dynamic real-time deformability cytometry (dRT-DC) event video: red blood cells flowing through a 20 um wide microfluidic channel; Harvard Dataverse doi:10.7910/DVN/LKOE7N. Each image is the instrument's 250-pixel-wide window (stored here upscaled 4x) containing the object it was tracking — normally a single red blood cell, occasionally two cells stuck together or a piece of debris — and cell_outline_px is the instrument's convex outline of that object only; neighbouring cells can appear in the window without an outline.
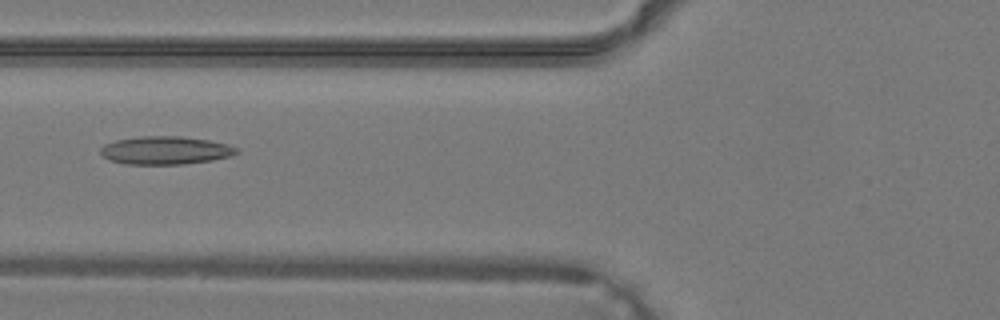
{"species": "common noctule bat (a hibernating species)", "species_latin": "Nyctalus noctula", "temperature_condition": "warm", "stored_images_in_passage": 36, "camera_frame_rate_fps": 3000, "um_per_image_px": 0.085, "animal": {"sex": "male", "body_mass_g": 19.2, "forearm_length_mm": 51.8}, "frame": {"image": 1, "passage_image": 13, "time_ms": 4.0, "image_size_px": [1000, 320], "cell_outline_px": [[240, 152], [232, 156], [212, 160], [184, 164], [124, 164], [108, 160], [100, 152], [100, 148], [104, 144], [116, 140], [140, 136], [180, 136], [208, 140], [228, 144], [240, 148]], "centroid_in_image_um": [14.09, 12.78], "position_along_channel_um": 111.7, "area_um2": 22.48}}
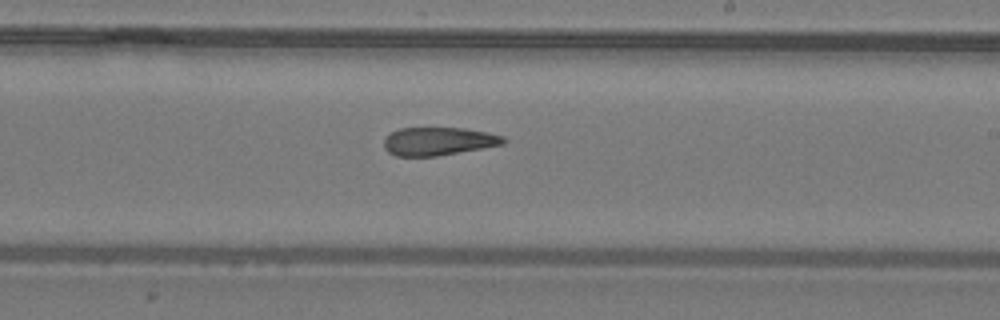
{"frame": {"image": 2, "passage_image": 21, "time_ms": 6.667, "image_size_px": [1000, 320], "cell_outline_px": [[508, 140], [504, 144], [484, 148], [436, 156], [396, 156], [388, 152], [384, 148], [384, 140], [392, 132], [400, 128], [464, 128], [488, 132], [504, 136]], "centroid_in_image_um": [37.31, 12.01], "position_along_channel_um": 251.7, "area_um2": 19.65}}
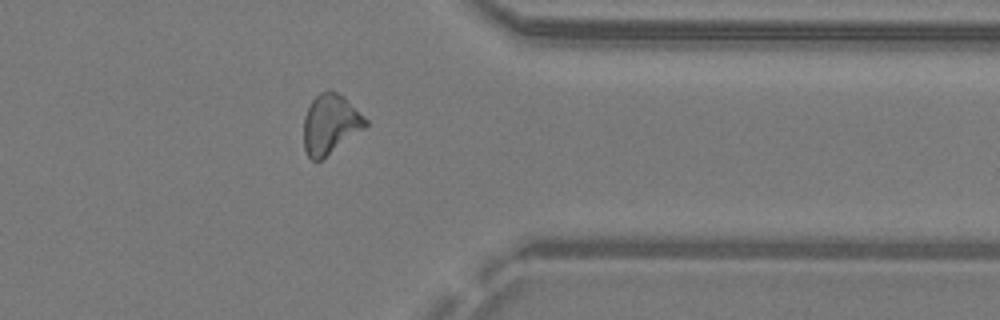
{"frame": {"image": 3, "passage_image": 29, "time_ms": 9.333, "image_size_px": [1000, 320], "cell_outline_px": [[368, 124], [364, 128], [320, 160], [312, 160], [308, 156], [304, 148], [304, 116], [312, 100], [320, 92], [328, 88], [344, 96], [368, 120]], "centroid_in_image_um": [28.07, 10.51], "position_along_channel_um": 383.3, "area_um2": 21.27}}